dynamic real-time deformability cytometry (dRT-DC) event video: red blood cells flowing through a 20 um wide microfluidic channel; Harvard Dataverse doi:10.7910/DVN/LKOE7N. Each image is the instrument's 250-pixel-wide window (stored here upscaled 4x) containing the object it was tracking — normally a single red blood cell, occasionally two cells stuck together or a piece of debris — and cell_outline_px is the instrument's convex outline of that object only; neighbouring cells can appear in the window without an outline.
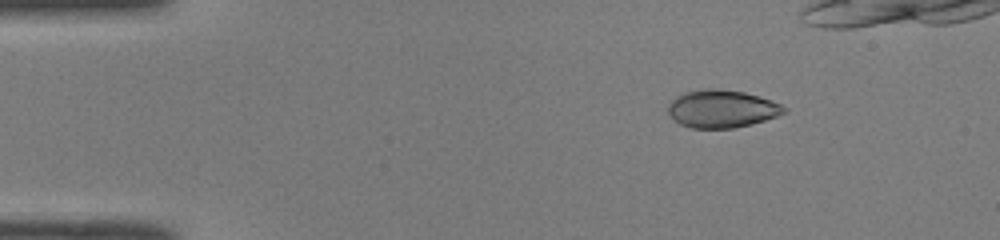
{"species": "common noctule bat (a hibernating species)", "species_latin": "Nyctalus noctula", "temperature_condition": "room temperature", "stored_images_in_passage": 39, "camera_frame_rate_fps": 3000, "um_per_image_px": 0.085, "animal": {"sex": "male", "body_mass_g": 19.0, "forearm_length_mm": 50.8}, "frame": {"image": 1, "passage_image": 2, "time_ms": 0.333, "image_size_px": [1000, 240], "cell_outline_px": [[788, 108], [784, 112], [776, 116], [752, 124], [732, 128], [692, 128], [680, 124], [668, 112], [668, 104], [676, 96], [684, 92], [704, 88], [716, 88], [744, 92], [760, 96], [780, 104]], "centroid_in_image_um": [61.34, 9.23], "position_along_channel_um": 23.7, "area_um2": 25.43}}
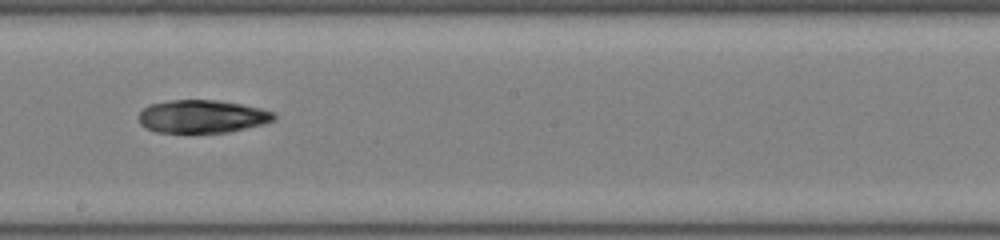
{"frame": {"image": 2, "passage_image": 23, "time_ms": 7.333, "image_size_px": [1000, 240], "cell_outline_px": [[276, 120], [264, 124], [228, 132], [156, 132], [144, 128], [140, 124], [140, 112], [148, 104], [172, 100], [220, 100], [260, 108], [276, 112]], "centroid_in_image_um": [17.21, 9.89], "position_along_channel_um": 231.0, "area_um2": 26.07}}
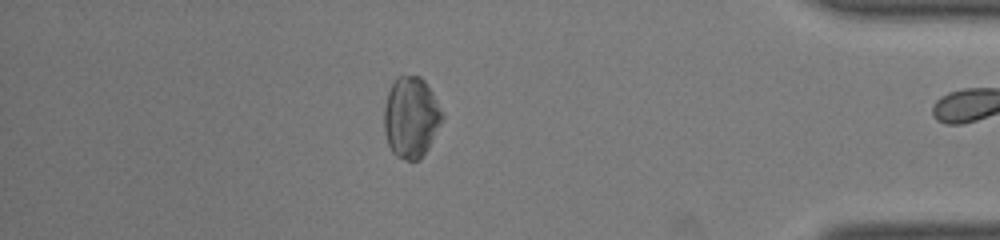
{"frame": {"image": 3, "passage_image": 38, "time_ms": 12.333, "image_size_px": [1000, 240], "cell_outline_px": [[444, 116], [428, 148], [420, 160], [404, 160], [396, 156], [392, 152], [388, 144], [384, 132], [384, 108], [388, 92], [396, 76], [420, 76], [424, 80], [432, 92]], "centroid_in_image_um": [34.92, 9.98], "position_along_channel_um": 400.3, "area_um2": 27.34}, "authors_computed_cell_mechanics": {"area_um2": 26.6458, "velocity_mm_per_s": 4.0929, "shape_relaxation_time_tau1_ms": 4.7368, "shape_relaxation_time_tau2_ms": null, "deformation_change_tau1": 0.1425, "deformation_change_tau2": null}}